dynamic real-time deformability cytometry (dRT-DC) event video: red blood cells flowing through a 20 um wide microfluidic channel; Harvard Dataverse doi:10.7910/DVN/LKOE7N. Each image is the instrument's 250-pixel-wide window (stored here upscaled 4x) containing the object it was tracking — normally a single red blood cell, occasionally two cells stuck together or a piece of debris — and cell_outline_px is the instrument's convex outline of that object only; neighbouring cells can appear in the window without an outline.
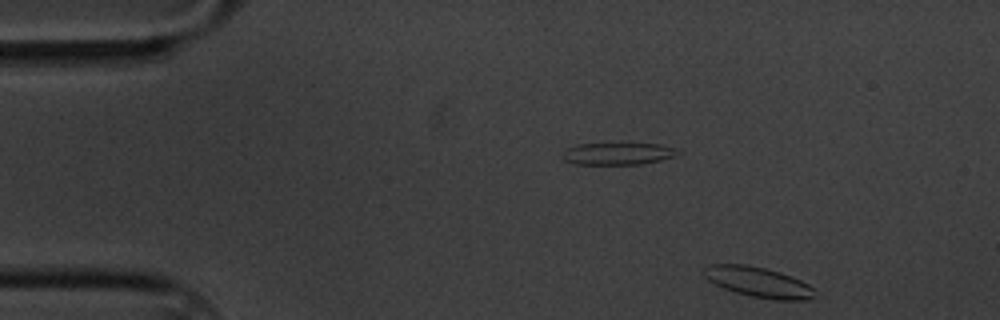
{"species": "common noctule bat (a hibernating species)", "species_latin": "Nyctalus noctula", "temperature_condition": "cold", "stored_images_in_passage": 54, "camera_frame_rate_fps": 3000, "um_per_image_px": 0.085, "animal": {"sex": "male", "body_mass_g": 20.1, "forearm_length_mm": 53.5}, "frame": {"image": 1, "passage_image": 1, "time_ms": 0.0, "image_size_px": [1000, 320], "cell_outline_px": [[816, 288], [812, 296], [808, 300], [776, 300], [752, 296], [736, 292], [724, 288], [708, 280], [704, 276], [704, 268], [712, 264], [744, 264], [764, 268], [780, 272], [800, 280]], "centroid_in_image_um": [64.47, 23.98], "position_along_channel_um": 20.5, "area_um2": 19.31}}
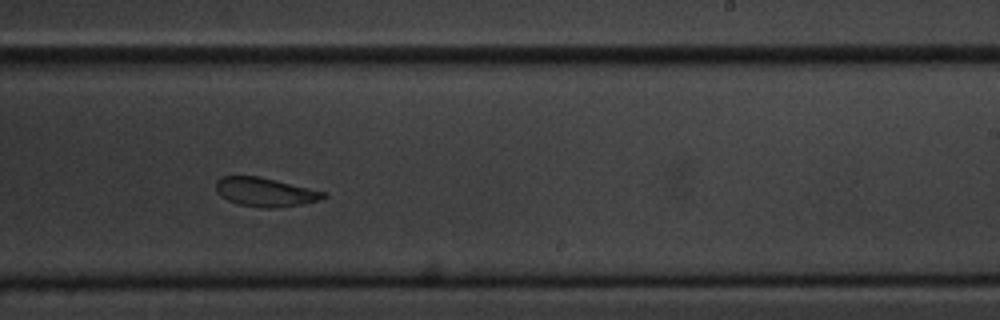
{"frame": {"image": 2, "passage_image": 31, "time_ms": 10.0, "image_size_px": [1000, 320], "cell_outline_px": [[328, 196], [316, 200], [300, 204], [272, 208], [264, 208], [240, 204], [228, 200], [216, 192], [216, 180], [220, 176], [260, 176], [324, 192]], "centroid_in_image_um": [22.48, 16.31], "position_along_channel_um": 266.5, "area_um2": 17.74}}
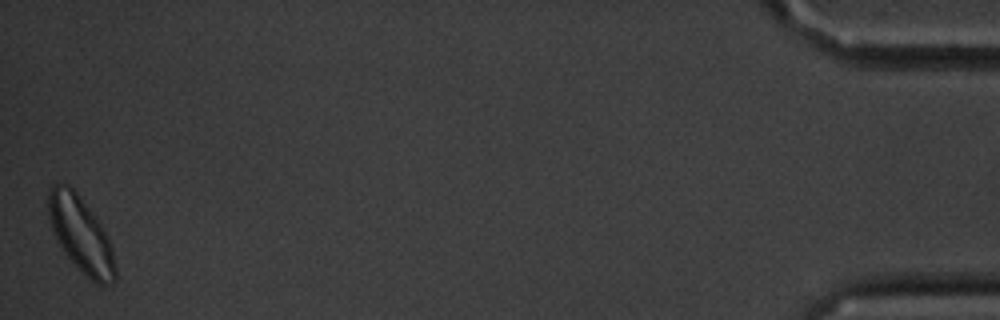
{"frame": {"image": 3, "passage_image": 54, "time_ms": 17.667, "image_size_px": [1000, 320], "cell_outline_px": [[116, 280], [112, 284], [96, 284], [64, 252], [56, 240], [48, 216], [48, 188], [52, 184], [68, 184], [76, 192], [100, 224], [112, 248], [116, 268]], "centroid_in_image_um": [6.85, 19.93], "position_along_channel_um": 428.3, "area_um2": 28.84}, "authors_computed_cell_mechanics": {"area_um2": 19.3052, "velocity_mm_per_s": 3.3, "shape_relaxation_time_tau1_ms": 2.5558, "shape_relaxation_time_tau2_ms": 2.7869, "deformation_change_tau1": 0.0942, "deformation_change_tau2": 0.0743}}